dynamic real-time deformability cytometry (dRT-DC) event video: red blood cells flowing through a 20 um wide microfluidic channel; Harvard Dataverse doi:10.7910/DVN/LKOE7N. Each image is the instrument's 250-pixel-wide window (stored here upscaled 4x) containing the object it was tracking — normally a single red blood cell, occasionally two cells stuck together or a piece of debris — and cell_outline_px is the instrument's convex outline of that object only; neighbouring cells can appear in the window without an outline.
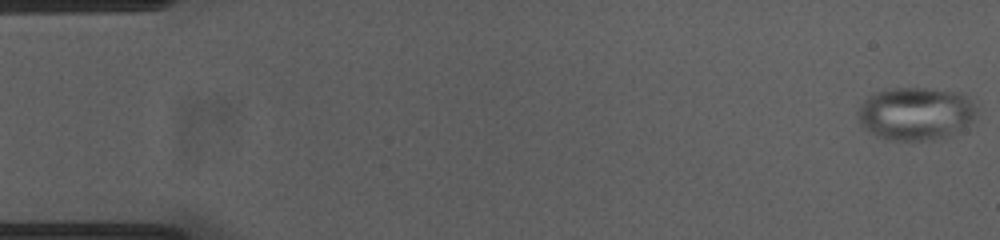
{"species": "common noctule bat (a hibernating species)", "species_latin": "Nyctalus noctula", "temperature_condition": "cold", "stored_images_in_passage": 54, "camera_frame_rate_fps": 3000, "um_per_image_px": 0.085, "animal": {"sex": "female", "body_mass_g": 23.0, "forearm_length_mm": 53.4}, "frame": {"image": 1, "passage_image": 1, "time_ms": 0.0, "image_size_px": [1000, 240], "cell_outline_px": [[976, 116], [972, 120], [944, 140], [888, 140], [876, 136], [864, 128], [860, 124], [856, 112], [856, 108], [868, 96], [876, 92], [892, 88], [924, 88], [952, 92], [964, 96], [976, 108]], "centroid_in_image_um": [77.76, 9.68], "position_along_channel_um": 7.2, "area_um2": 36.59}}
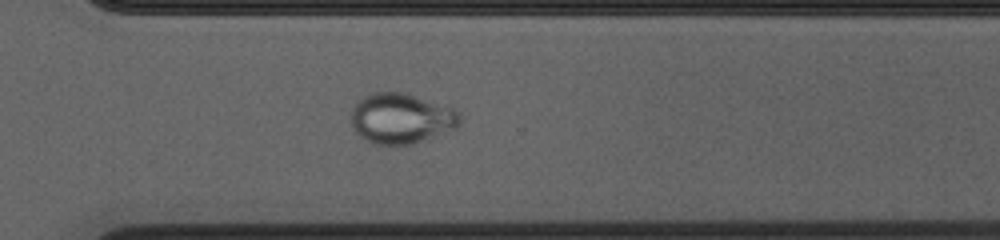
{"frame": {"image": 2, "passage_image": 39, "time_ms": 12.667, "image_size_px": [1000, 240], "cell_outline_px": [[464, 116], [460, 124], [456, 128], [412, 144], [372, 144], [360, 136], [356, 132], [352, 124], [352, 108], [364, 96], [372, 92], [408, 92], [452, 108], [460, 112]], "centroid_in_image_um": [34.14, 10.05], "position_along_channel_um": 336.5, "area_um2": 32.02}}
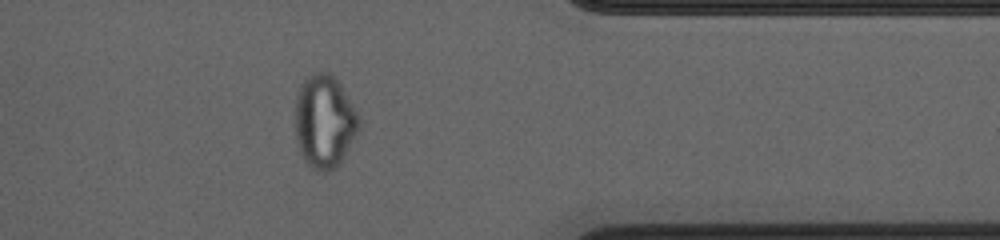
{"frame": {"image": 3, "passage_image": 44, "time_ms": 14.333, "image_size_px": [1000, 240], "cell_outline_px": [[360, 128], [336, 168], [328, 172], [316, 172], [304, 160], [296, 144], [296, 100], [300, 88], [304, 80], [312, 72], [328, 72], [340, 84], [360, 116]], "centroid_in_image_um": [27.58, 10.35], "position_along_channel_um": 383.8, "area_um2": 34.51}}